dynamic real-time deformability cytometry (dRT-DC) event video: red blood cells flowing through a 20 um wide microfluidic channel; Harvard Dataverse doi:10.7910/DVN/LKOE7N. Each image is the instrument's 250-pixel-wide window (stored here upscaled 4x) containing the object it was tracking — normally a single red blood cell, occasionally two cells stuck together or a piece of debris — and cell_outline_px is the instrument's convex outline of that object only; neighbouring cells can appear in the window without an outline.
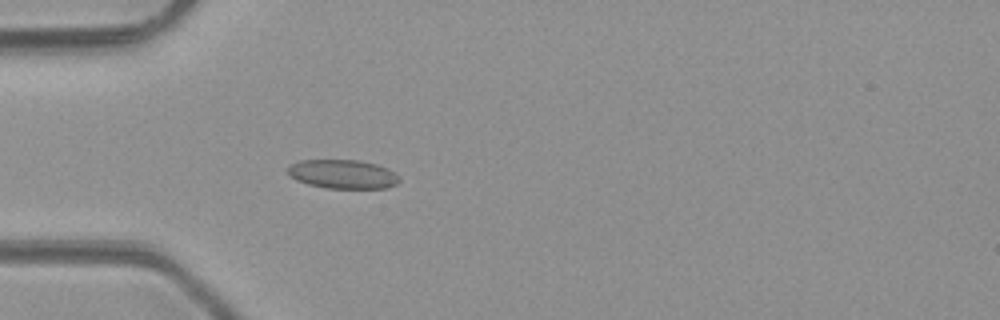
{"species": "common noctule bat (a hibernating species)", "species_latin": "Nyctalus noctula", "temperature_condition": "room temperature", "stored_images_in_passage": 4, "camera_frame_rate_fps": 3000, "um_per_image_px": 0.085, "animal": {"sex": "male", "body_mass_g": 23.1, "forearm_length_mm": 52.7}, "frame": {"image": 1, "passage_image": 4, "time_ms": 3.667, "image_size_px": [1000, 320], "cell_outline_px": [[400, 180], [396, 184], [388, 188], [324, 188], [308, 184], [296, 180], [284, 168], [288, 164], [300, 160], [360, 160], [376, 164], [400, 176]], "centroid_in_image_um": [29.09, 14.8], "position_along_channel_um": 55.9, "area_um2": 18.9}}